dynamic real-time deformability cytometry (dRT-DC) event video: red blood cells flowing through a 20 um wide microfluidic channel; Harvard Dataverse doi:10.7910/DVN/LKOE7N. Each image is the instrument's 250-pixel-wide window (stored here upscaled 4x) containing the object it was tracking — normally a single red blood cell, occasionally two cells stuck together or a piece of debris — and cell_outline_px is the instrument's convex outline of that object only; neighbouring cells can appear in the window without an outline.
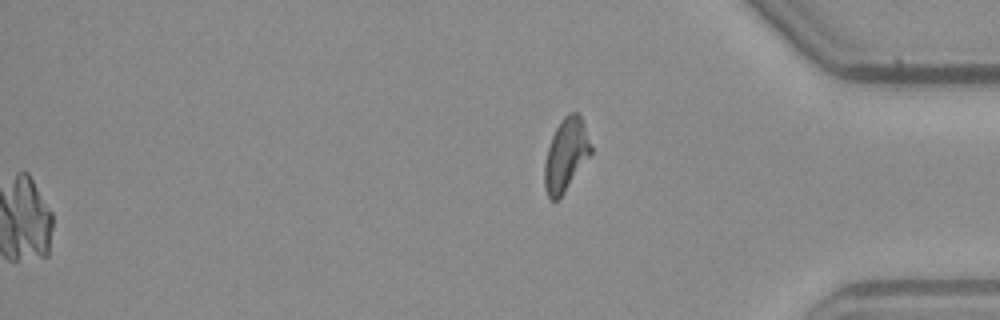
{"species": "common noctule bat (a hibernating species)", "species_latin": "Nyctalus noctula", "temperature_condition": "warm", "stored_images_in_passage": 49, "camera_frame_rate_fps": 3000, "um_per_image_px": 0.085, "animal": {"sex": "male", "body_mass_g": 23.1, "forearm_length_mm": 52.7}, "frame": {"image": 1, "passage_image": 49, "time_ms": 16.0, "image_size_px": [1000, 320], "cell_outline_px": [[592, 152], [564, 192], [556, 200], [552, 200], [548, 196], [544, 188], [544, 164], [548, 148], [552, 136], [556, 128], [564, 116], [572, 112], [576, 112], [580, 116], [592, 148]], "centroid_in_image_um": [48.08, 13.17], "position_along_channel_um": 387.1, "area_um2": 19.13}}